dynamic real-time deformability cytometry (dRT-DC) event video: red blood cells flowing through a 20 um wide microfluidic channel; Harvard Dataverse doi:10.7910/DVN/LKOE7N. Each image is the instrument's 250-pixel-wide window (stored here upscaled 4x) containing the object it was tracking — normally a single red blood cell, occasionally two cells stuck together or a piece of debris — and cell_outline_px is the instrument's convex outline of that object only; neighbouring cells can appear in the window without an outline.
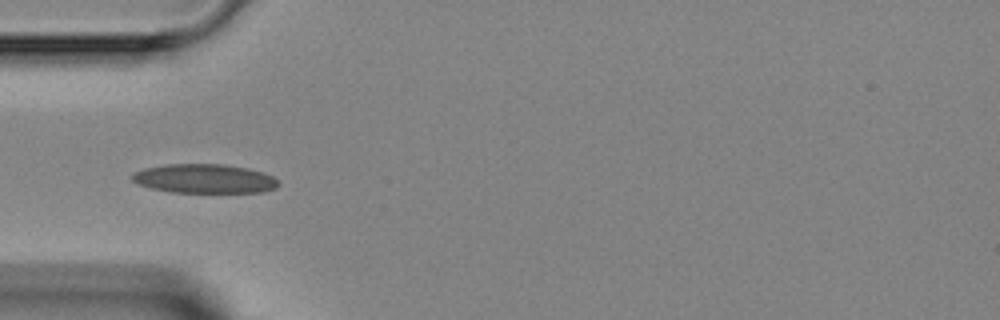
{"species": "Egyptian fruit bat (a non-hibernating species)", "species_latin": "Rousettus aegyptiacus", "temperature_condition": "room temperature", "stored_images_in_passage": 4, "camera_frame_rate_fps": 3000, "um_per_image_px": 0.085, "animal": {"sex": "female"}, "frame": {"image": 1, "passage_image": 4, "time_ms": 3.333, "image_size_px": [1000, 320], "cell_outline_px": [[280, 184], [276, 188], [264, 192], [172, 192], [152, 188], [136, 184], [132, 180], [132, 176], [136, 172], [144, 168], [168, 164], [224, 164], [248, 168], [264, 172], [272, 176]], "centroid_in_image_um": [17.4, 15.18], "position_along_channel_um": 67.6, "area_um2": 24.8}}